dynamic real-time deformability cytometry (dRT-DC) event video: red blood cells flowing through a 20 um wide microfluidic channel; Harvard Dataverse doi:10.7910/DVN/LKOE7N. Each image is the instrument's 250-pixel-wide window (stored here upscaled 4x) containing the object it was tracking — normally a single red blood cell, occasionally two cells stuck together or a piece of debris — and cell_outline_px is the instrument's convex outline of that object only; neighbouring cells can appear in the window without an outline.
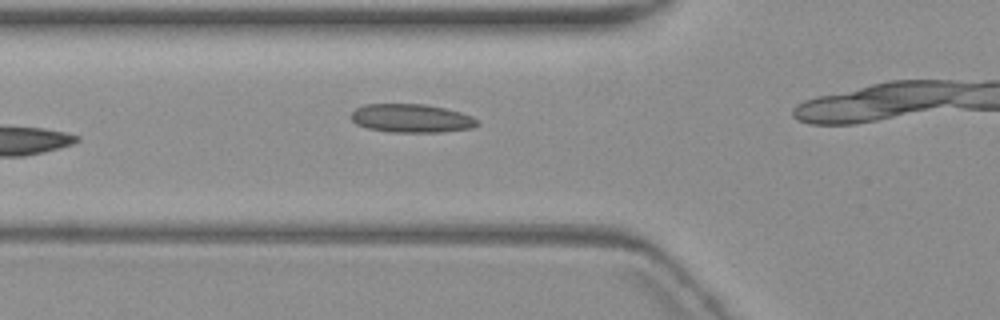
{"species": "common noctule bat (a hibernating species)", "species_latin": "Nyctalus noctula", "temperature_condition": "warm", "stored_images_in_passage": 6, "segment_of_instrument_passage": [1, 2], "camera_frame_rate_fps": 3000, "um_per_image_px": 0.085, "animal": {"sex": "female", "body_mass_g": 19.3, "forearm_length_mm": 54.1}, "frame": {"image": 1, "passage_image": 3, "time_ms": 2.333, "image_size_px": [1000, 320], "cell_outline_px": [[480, 124], [472, 128], [440, 132], [388, 132], [368, 128], [356, 124], [352, 120], [352, 112], [356, 108], [364, 104], [424, 104], [444, 108], [460, 112], [472, 116]], "centroid_in_image_um": [34.96, 10.06], "position_along_channel_um": 90.8, "area_um2": 20.92}}